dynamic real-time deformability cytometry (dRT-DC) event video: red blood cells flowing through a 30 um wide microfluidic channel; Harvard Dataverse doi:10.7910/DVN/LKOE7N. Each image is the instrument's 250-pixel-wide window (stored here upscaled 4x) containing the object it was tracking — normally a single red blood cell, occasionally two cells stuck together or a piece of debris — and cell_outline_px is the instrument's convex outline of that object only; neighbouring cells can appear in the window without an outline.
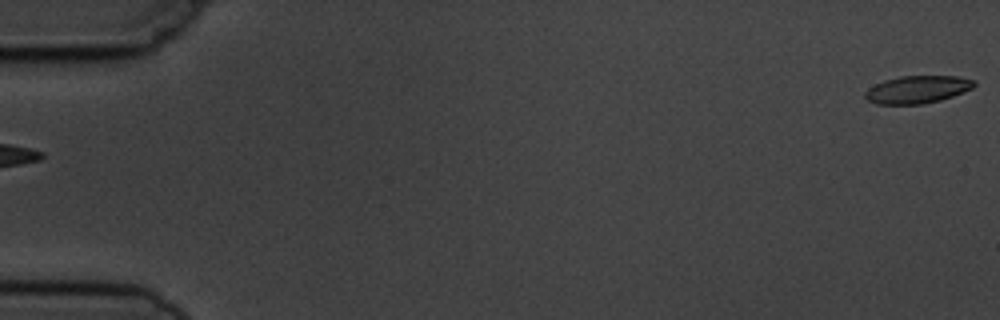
{"species": "common noctule bat (a hibernating species)", "species_latin": "Nyctalus noctula", "temperature_condition": "cold", "stored_images_in_passage": 6, "segment_of_instrument_passage": [2, 2], "camera_frame_rate_fps": 3000, "um_per_image_px": 0.085, "animal": {"sex": "male", "body_mass_g": 19.5, "forearm_length_mm": 54.6}, "frame": {"image": 1, "passage_image": 6, "time_ms": 5.667, "image_size_px": [1000, 320], "cell_outline_px": [[976, 84], [972, 88], [952, 96], [940, 100], [920, 104], [876, 104], [868, 100], [864, 96], [864, 92], [868, 88], [884, 80], [900, 76], [960, 76], [976, 80]], "centroid_in_image_um": [77.98, 7.6], "position_along_channel_um": 7.0, "area_um2": 17.51}}